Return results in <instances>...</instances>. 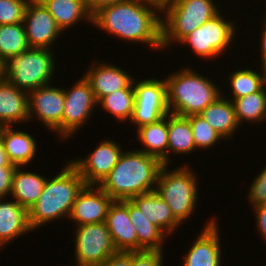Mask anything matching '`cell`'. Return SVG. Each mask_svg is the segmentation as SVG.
I'll list each match as a JSON object with an SVG mask.
<instances>
[{"label": "cell", "mask_w": 266, "mask_h": 266, "mask_svg": "<svg viewBox=\"0 0 266 266\" xmlns=\"http://www.w3.org/2000/svg\"><path fill=\"white\" fill-rule=\"evenodd\" d=\"M161 15V6L154 2L122 0L96 11L91 24L124 41L162 50Z\"/></svg>", "instance_id": "6da1fadb"}, {"label": "cell", "mask_w": 266, "mask_h": 266, "mask_svg": "<svg viewBox=\"0 0 266 266\" xmlns=\"http://www.w3.org/2000/svg\"><path fill=\"white\" fill-rule=\"evenodd\" d=\"M162 166V162L154 156L137 150L123 151L116 165L98 186L113 200H130L156 189Z\"/></svg>", "instance_id": "7a4b0ae2"}, {"label": "cell", "mask_w": 266, "mask_h": 266, "mask_svg": "<svg viewBox=\"0 0 266 266\" xmlns=\"http://www.w3.org/2000/svg\"><path fill=\"white\" fill-rule=\"evenodd\" d=\"M62 169L52 179L46 180L39 200L28 210V223L32 231L65 216L69 219L73 203L86 185L69 161Z\"/></svg>", "instance_id": "3957f363"}, {"label": "cell", "mask_w": 266, "mask_h": 266, "mask_svg": "<svg viewBox=\"0 0 266 266\" xmlns=\"http://www.w3.org/2000/svg\"><path fill=\"white\" fill-rule=\"evenodd\" d=\"M164 80L171 114L183 117L198 115L222 95L212 80L190 67L172 73Z\"/></svg>", "instance_id": "277c9868"}, {"label": "cell", "mask_w": 266, "mask_h": 266, "mask_svg": "<svg viewBox=\"0 0 266 266\" xmlns=\"http://www.w3.org/2000/svg\"><path fill=\"white\" fill-rule=\"evenodd\" d=\"M214 0H169L161 7L162 49L179 42L221 10ZM170 44V45H169Z\"/></svg>", "instance_id": "5b68a950"}, {"label": "cell", "mask_w": 266, "mask_h": 266, "mask_svg": "<svg viewBox=\"0 0 266 266\" xmlns=\"http://www.w3.org/2000/svg\"><path fill=\"white\" fill-rule=\"evenodd\" d=\"M51 49L29 47L3 62V76L18 89L29 92L51 84L57 63ZM56 64V65H55Z\"/></svg>", "instance_id": "8992f818"}, {"label": "cell", "mask_w": 266, "mask_h": 266, "mask_svg": "<svg viewBox=\"0 0 266 266\" xmlns=\"http://www.w3.org/2000/svg\"><path fill=\"white\" fill-rule=\"evenodd\" d=\"M163 165L159 171L155 191L168 204L174 218L182 224L194 213L199 198L196 173L188 165L167 170Z\"/></svg>", "instance_id": "52a82bcc"}, {"label": "cell", "mask_w": 266, "mask_h": 266, "mask_svg": "<svg viewBox=\"0 0 266 266\" xmlns=\"http://www.w3.org/2000/svg\"><path fill=\"white\" fill-rule=\"evenodd\" d=\"M225 20L219 12L210 20L184 37L179 43L191 46L193 52L200 58H215L228 50L236 37V25Z\"/></svg>", "instance_id": "ba28073f"}, {"label": "cell", "mask_w": 266, "mask_h": 266, "mask_svg": "<svg viewBox=\"0 0 266 266\" xmlns=\"http://www.w3.org/2000/svg\"><path fill=\"white\" fill-rule=\"evenodd\" d=\"M133 80L135 105L131 123L137 128L158 122L169 112L165 80L148 78Z\"/></svg>", "instance_id": "9c48e42d"}, {"label": "cell", "mask_w": 266, "mask_h": 266, "mask_svg": "<svg viewBox=\"0 0 266 266\" xmlns=\"http://www.w3.org/2000/svg\"><path fill=\"white\" fill-rule=\"evenodd\" d=\"M75 230L76 266H98L117 251L105 222L83 224Z\"/></svg>", "instance_id": "30bf717a"}, {"label": "cell", "mask_w": 266, "mask_h": 266, "mask_svg": "<svg viewBox=\"0 0 266 266\" xmlns=\"http://www.w3.org/2000/svg\"><path fill=\"white\" fill-rule=\"evenodd\" d=\"M65 103L62 114V139L73 137L86 124L91 112L99 106L90 83L83 76L69 90L64 89ZM89 118V119H88ZM84 124V125H83Z\"/></svg>", "instance_id": "8fae6325"}, {"label": "cell", "mask_w": 266, "mask_h": 266, "mask_svg": "<svg viewBox=\"0 0 266 266\" xmlns=\"http://www.w3.org/2000/svg\"><path fill=\"white\" fill-rule=\"evenodd\" d=\"M64 103V89L61 87L57 88L48 84L29 91V121L37 117V120L39 119L50 131L58 133L59 138L62 139Z\"/></svg>", "instance_id": "7c38bea8"}, {"label": "cell", "mask_w": 266, "mask_h": 266, "mask_svg": "<svg viewBox=\"0 0 266 266\" xmlns=\"http://www.w3.org/2000/svg\"><path fill=\"white\" fill-rule=\"evenodd\" d=\"M122 148L114 140H103L95 150L83 158L69 161L84 179L86 185H99L118 162Z\"/></svg>", "instance_id": "4fadbf2b"}, {"label": "cell", "mask_w": 266, "mask_h": 266, "mask_svg": "<svg viewBox=\"0 0 266 266\" xmlns=\"http://www.w3.org/2000/svg\"><path fill=\"white\" fill-rule=\"evenodd\" d=\"M23 26L29 47L50 49L56 38L62 34V30L40 0L29 1Z\"/></svg>", "instance_id": "5bb4252c"}, {"label": "cell", "mask_w": 266, "mask_h": 266, "mask_svg": "<svg viewBox=\"0 0 266 266\" xmlns=\"http://www.w3.org/2000/svg\"><path fill=\"white\" fill-rule=\"evenodd\" d=\"M113 199L98 185H85L75 199L70 220L77 226L92 223H104Z\"/></svg>", "instance_id": "9a60e30c"}, {"label": "cell", "mask_w": 266, "mask_h": 266, "mask_svg": "<svg viewBox=\"0 0 266 266\" xmlns=\"http://www.w3.org/2000/svg\"><path fill=\"white\" fill-rule=\"evenodd\" d=\"M217 219H212L193 242L182 266H221L220 232Z\"/></svg>", "instance_id": "2e32d148"}, {"label": "cell", "mask_w": 266, "mask_h": 266, "mask_svg": "<svg viewBox=\"0 0 266 266\" xmlns=\"http://www.w3.org/2000/svg\"><path fill=\"white\" fill-rule=\"evenodd\" d=\"M105 223L117 251L138 250L137 232L128 213V200H113Z\"/></svg>", "instance_id": "e0dca14e"}, {"label": "cell", "mask_w": 266, "mask_h": 266, "mask_svg": "<svg viewBox=\"0 0 266 266\" xmlns=\"http://www.w3.org/2000/svg\"><path fill=\"white\" fill-rule=\"evenodd\" d=\"M89 67L83 76L90 83L97 102L116 90L126 88L134 80V76L111 63L93 62Z\"/></svg>", "instance_id": "ac0fdd59"}, {"label": "cell", "mask_w": 266, "mask_h": 266, "mask_svg": "<svg viewBox=\"0 0 266 266\" xmlns=\"http://www.w3.org/2000/svg\"><path fill=\"white\" fill-rule=\"evenodd\" d=\"M25 121L29 122L28 92L0 79V127Z\"/></svg>", "instance_id": "d6986e66"}, {"label": "cell", "mask_w": 266, "mask_h": 266, "mask_svg": "<svg viewBox=\"0 0 266 266\" xmlns=\"http://www.w3.org/2000/svg\"><path fill=\"white\" fill-rule=\"evenodd\" d=\"M146 218L156 225L165 235L172 234L180 227L168 204L154 190L130 199ZM177 228V229H176Z\"/></svg>", "instance_id": "ffe728a7"}, {"label": "cell", "mask_w": 266, "mask_h": 266, "mask_svg": "<svg viewBox=\"0 0 266 266\" xmlns=\"http://www.w3.org/2000/svg\"><path fill=\"white\" fill-rule=\"evenodd\" d=\"M12 126L0 127V140L10 163L23 166L30 163L37 154V142L29 133L13 130Z\"/></svg>", "instance_id": "44dd1931"}, {"label": "cell", "mask_w": 266, "mask_h": 266, "mask_svg": "<svg viewBox=\"0 0 266 266\" xmlns=\"http://www.w3.org/2000/svg\"><path fill=\"white\" fill-rule=\"evenodd\" d=\"M28 232H32L28 211L15 200L5 202L0 198V249Z\"/></svg>", "instance_id": "7402d4cb"}, {"label": "cell", "mask_w": 266, "mask_h": 266, "mask_svg": "<svg viewBox=\"0 0 266 266\" xmlns=\"http://www.w3.org/2000/svg\"><path fill=\"white\" fill-rule=\"evenodd\" d=\"M199 115L227 141L234 136L240 126L233 102L223 94L201 111Z\"/></svg>", "instance_id": "603a6c76"}, {"label": "cell", "mask_w": 266, "mask_h": 266, "mask_svg": "<svg viewBox=\"0 0 266 266\" xmlns=\"http://www.w3.org/2000/svg\"><path fill=\"white\" fill-rule=\"evenodd\" d=\"M47 178L18 166L13 175L10 196L27 211L39 200Z\"/></svg>", "instance_id": "cb8c5ba5"}, {"label": "cell", "mask_w": 266, "mask_h": 266, "mask_svg": "<svg viewBox=\"0 0 266 266\" xmlns=\"http://www.w3.org/2000/svg\"><path fill=\"white\" fill-rule=\"evenodd\" d=\"M64 32L83 19L92 22L85 0H40ZM71 26V27H70ZM69 27V28H68Z\"/></svg>", "instance_id": "d4e9b609"}, {"label": "cell", "mask_w": 266, "mask_h": 266, "mask_svg": "<svg viewBox=\"0 0 266 266\" xmlns=\"http://www.w3.org/2000/svg\"><path fill=\"white\" fill-rule=\"evenodd\" d=\"M137 132L138 140L145 147L137 151L154 156L167 165L168 114L158 122L137 128Z\"/></svg>", "instance_id": "484cf974"}, {"label": "cell", "mask_w": 266, "mask_h": 266, "mask_svg": "<svg viewBox=\"0 0 266 266\" xmlns=\"http://www.w3.org/2000/svg\"><path fill=\"white\" fill-rule=\"evenodd\" d=\"M195 150L196 146L189 119L187 117L168 113L167 165L170 162V154L177 153L188 155Z\"/></svg>", "instance_id": "4316f807"}, {"label": "cell", "mask_w": 266, "mask_h": 266, "mask_svg": "<svg viewBox=\"0 0 266 266\" xmlns=\"http://www.w3.org/2000/svg\"><path fill=\"white\" fill-rule=\"evenodd\" d=\"M128 213L137 232L138 250H162L166 235L131 200H128Z\"/></svg>", "instance_id": "83f0119b"}, {"label": "cell", "mask_w": 266, "mask_h": 266, "mask_svg": "<svg viewBox=\"0 0 266 266\" xmlns=\"http://www.w3.org/2000/svg\"><path fill=\"white\" fill-rule=\"evenodd\" d=\"M238 124L266 121V85L258 92L236 98L233 101Z\"/></svg>", "instance_id": "f1b7e54d"}, {"label": "cell", "mask_w": 266, "mask_h": 266, "mask_svg": "<svg viewBox=\"0 0 266 266\" xmlns=\"http://www.w3.org/2000/svg\"><path fill=\"white\" fill-rule=\"evenodd\" d=\"M97 104L120 121L126 122L129 120L130 122L135 105L133 81L126 88L116 90L110 95L102 97Z\"/></svg>", "instance_id": "f546056e"}, {"label": "cell", "mask_w": 266, "mask_h": 266, "mask_svg": "<svg viewBox=\"0 0 266 266\" xmlns=\"http://www.w3.org/2000/svg\"><path fill=\"white\" fill-rule=\"evenodd\" d=\"M260 72L253 69L235 70L228 76L229 84L232 91L233 101L236 98L260 91L266 85V68L261 67Z\"/></svg>", "instance_id": "4dcf8cb0"}, {"label": "cell", "mask_w": 266, "mask_h": 266, "mask_svg": "<svg viewBox=\"0 0 266 266\" xmlns=\"http://www.w3.org/2000/svg\"><path fill=\"white\" fill-rule=\"evenodd\" d=\"M29 48L23 23L0 25V60L17 56Z\"/></svg>", "instance_id": "1f68e13d"}, {"label": "cell", "mask_w": 266, "mask_h": 266, "mask_svg": "<svg viewBox=\"0 0 266 266\" xmlns=\"http://www.w3.org/2000/svg\"><path fill=\"white\" fill-rule=\"evenodd\" d=\"M192 128L196 149H208L223 138L199 114L187 116Z\"/></svg>", "instance_id": "d6a6232c"}, {"label": "cell", "mask_w": 266, "mask_h": 266, "mask_svg": "<svg viewBox=\"0 0 266 266\" xmlns=\"http://www.w3.org/2000/svg\"><path fill=\"white\" fill-rule=\"evenodd\" d=\"M30 0H0V25L23 23Z\"/></svg>", "instance_id": "836d02e7"}, {"label": "cell", "mask_w": 266, "mask_h": 266, "mask_svg": "<svg viewBox=\"0 0 266 266\" xmlns=\"http://www.w3.org/2000/svg\"><path fill=\"white\" fill-rule=\"evenodd\" d=\"M252 207L266 204V165L254 179L247 194Z\"/></svg>", "instance_id": "e575fe53"}, {"label": "cell", "mask_w": 266, "mask_h": 266, "mask_svg": "<svg viewBox=\"0 0 266 266\" xmlns=\"http://www.w3.org/2000/svg\"><path fill=\"white\" fill-rule=\"evenodd\" d=\"M163 250L132 251V266H163Z\"/></svg>", "instance_id": "d590c367"}, {"label": "cell", "mask_w": 266, "mask_h": 266, "mask_svg": "<svg viewBox=\"0 0 266 266\" xmlns=\"http://www.w3.org/2000/svg\"><path fill=\"white\" fill-rule=\"evenodd\" d=\"M18 166H0V198L9 196L12 189V181Z\"/></svg>", "instance_id": "8d00e7d4"}, {"label": "cell", "mask_w": 266, "mask_h": 266, "mask_svg": "<svg viewBox=\"0 0 266 266\" xmlns=\"http://www.w3.org/2000/svg\"><path fill=\"white\" fill-rule=\"evenodd\" d=\"M98 266H132V251H116Z\"/></svg>", "instance_id": "74e56055"}, {"label": "cell", "mask_w": 266, "mask_h": 266, "mask_svg": "<svg viewBox=\"0 0 266 266\" xmlns=\"http://www.w3.org/2000/svg\"><path fill=\"white\" fill-rule=\"evenodd\" d=\"M252 211H254L255 213V217H256V225L259 234H261V236H263L262 238H264V242H266V204H262V205H258L255 207H252Z\"/></svg>", "instance_id": "f35d334b"}, {"label": "cell", "mask_w": 266, "mask_h": 266, "mask_svg": "<svg viewBox=\"0 0 266 266\" xmlns=\"http://www.w3.org/2000/svg\"><path fill=\"white\" fill-rule=\"evenodd\" d=\"M122 0H85L88 11L93 15L100 8L115 4Z\"/></svg>", "instance_id": "ab89813d"}, {"label": "cell", "mask_w": 266, "mask_h": 266, "mask_svg": "<svg viewBox=\"0 0 266 266\" xmlns=\"http://www.w3.org/2000/svg\"><path fill=\"white\" fill-rule=\"evenodd\" d=\"M265 22H263V28H262V32H261V48H260V52H261V67L266 68V16H265Z\"/></svg>", "instance_id": "60d3db41"}, {"label": "cell", "mask_w": 266, "mask_h": 266, "mask_svg": "<svg viewBox=\"0 0 266 266\" xmlns=\"http://www.w3.org/2000/svg\"><path fill=\"white\" fill-rule=\"evenodd\" d=\"M0 166H16L9 162L1 140H0Z\"/></svg>", "instance_id": "b9f144b4"}, {"label": "cell", "mask_w": 266, "mask_h": 266, "mask_svg": "<svg viewBox=\"0 0 266 266\" xmlns=\"http://www.w3.org/2000/svg\"><path fill=\"white\" fill-rule=\"evenodd\" d=\"M148 1H151V2H154L158 5H160L161 7L166 4L169 0H148Z\"/></svg>", "instance_id": "7bdbcfd3"}, {"label": "cell", "mask_w": 266, "mask_h": 266, "mask_svg": "<svg viewBox=\"0 0 266 266\" xmlns=\"http://www.w3.org/2000/svg\"><path fill=\"white\" fill-rule=\"evenodd\" d=\"M4 78L3 76V62L0 60V79Z\"/></svg>", "instance_id": "ee69618b"}]
</instances>
